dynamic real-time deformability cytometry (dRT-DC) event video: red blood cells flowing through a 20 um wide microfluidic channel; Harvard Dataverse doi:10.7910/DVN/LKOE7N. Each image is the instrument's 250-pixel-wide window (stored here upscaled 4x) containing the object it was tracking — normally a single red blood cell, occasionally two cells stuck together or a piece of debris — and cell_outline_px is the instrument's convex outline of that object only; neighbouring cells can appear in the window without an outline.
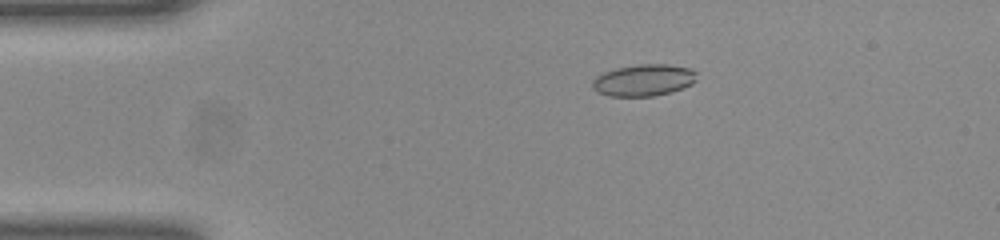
{"species": "common noctule bat (a hibernating species)", "species_latin": "Nyctalus noctula", "temperature_condition": "room temperature", "stored_images_in_passage": 51, "camera_frame_rate_fps": 3000, "um_per_image_px": 0.085, "animal": {"sex": "female", "body_mass_g": 23.0, "forearm_length_mm": 53.4}, "frame": {"image": 1, "passage_image": 10, "time_ms": 3.0, "image_size_px": [1000, 240], "cell_outline_px": [[696, 80], [692, 84], [668, 92], [652, 96], [608, 96], [600, 92], [592, 84], [592, 80], [596, 76], [604, 72], [616, 68], [640, 64], [668, 64], [692, 68], [696, 72]], "centroid_in_image_um": [54.73, 6.79], "position_along_channel_um": 30.3, "area_um2": 19.07}}
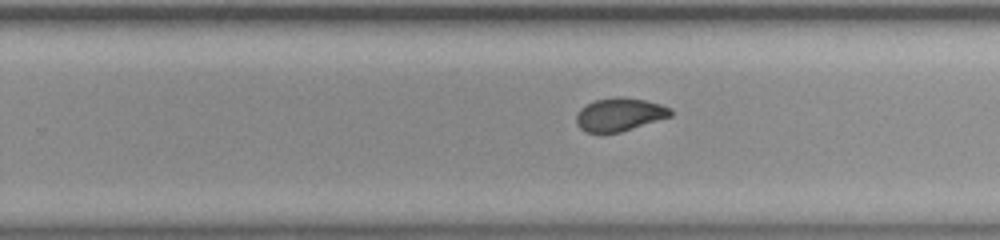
{"frame": {"image": 2, "passage_image": 32, "time_ms": 10.333, "image_size_px": [1000, 240], "cell_outline_px": [[672, 116], [620, 132], [588, 132], [580, 128], [576, 124], [576, 116], [580, 108], [596, 100], [620, 96], [644, 100], [660, 104], [672, 108]], "centroid_in_image_um": [52.67, 9.73], "position_along_channel_um": 277.1, "area_um2": 18.03}}
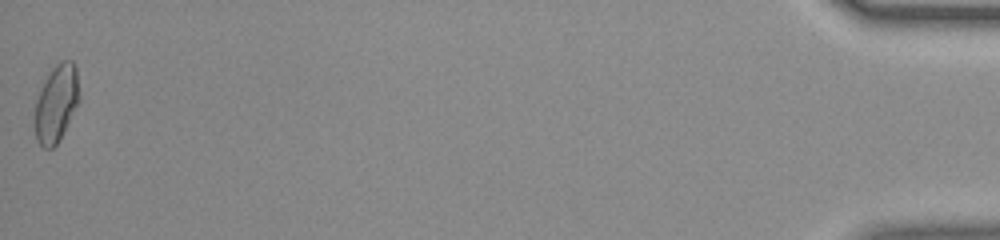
{"frame": {"image": 3, "passage_image": 51, "time_ms": 16.667, "image_size_px": [1000, 240], "cell_outline_px": [[80, 100], [60, 140], [52, 148], [44, 148], [36, 140], [36, 100], [52, 68], [60, 60], [72, 60], [76, 68], [80, 96]], "centroid_in_image_um": [4.83, 8.79], "position_along_channel_um": 430.4, "area_um2": 19.71}, "authors_computed_cell_mechanics": {"area_um2": 18.7272, "velocity_mm_per_s": 4.0374, "shape_relaxation_time_tau1_ms": 10.5421, "shape_relaxation_time_tau2_ms": 1.0873, "deformation_change_tau1": 0.2207, "deformation_change_tau2": 0.0592}}